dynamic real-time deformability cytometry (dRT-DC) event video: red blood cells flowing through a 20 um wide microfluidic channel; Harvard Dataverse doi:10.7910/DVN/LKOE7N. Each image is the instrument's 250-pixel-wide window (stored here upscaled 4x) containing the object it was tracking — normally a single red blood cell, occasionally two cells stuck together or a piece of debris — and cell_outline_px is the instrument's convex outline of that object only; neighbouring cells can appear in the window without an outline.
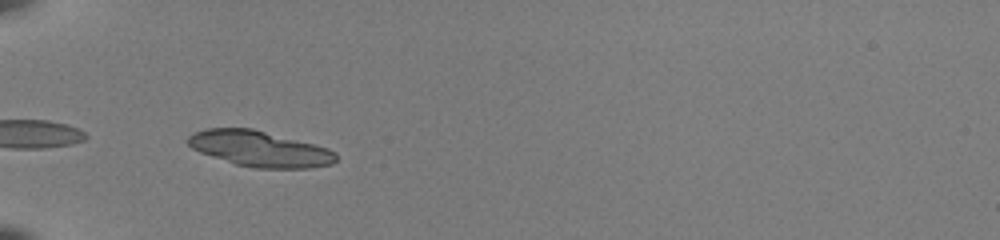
{"species": "common noctule bat (a hibernating species)", "species_latin": "Nyctalus noctula", "temperature_condition": "room temperature", "stored_images_in_passage": 35, "camera_frame_rate_fps": 3000, "um_per_image_px": 0.085, "animal": {"sex": "female", "body_mass_g": 22.0, "forearm_length_mm": 56.7}, "frame": {"image": 1, "passage_image": 2, "time_ms": 0.333, "image_size_px": [1000, 240], "cell_outline_px": [[336, 160], [332, 164], [308, 168], [256, 168], [236, 164], [200, 152], [192, 148], [184, 140], [188, 136], [196, 132], [208, 128], [252, 128], [328, 148], [336, 152]], "centroid_in_image_um": [22.06, 12.65], "position_along_channel_um": 62.9, "area_um2": 30.52}}